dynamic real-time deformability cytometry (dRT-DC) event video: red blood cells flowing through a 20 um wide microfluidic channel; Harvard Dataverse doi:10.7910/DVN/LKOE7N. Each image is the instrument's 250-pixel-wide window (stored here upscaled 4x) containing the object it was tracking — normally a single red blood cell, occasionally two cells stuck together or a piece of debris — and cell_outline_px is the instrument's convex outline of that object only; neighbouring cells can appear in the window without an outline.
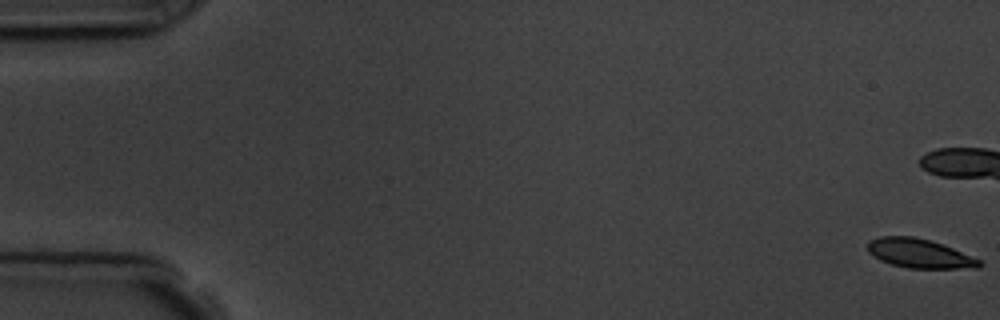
{"species": "common noctule bat (a hibernating species)", "species_latin": "Nyctalus noctula", "temperature_condition": "room temperature", "stored_images_in_passage": 12, "camera_frame_rate_fps": 3000, "um_per_image_px": 0.085, "animal": {"sex": "male", "body_mass_g": 19.5, "forearm_length_mm": 54.6}, "frame": {"image": 1, "passage_image": 1, "time_ms": 0.0, "image_size_px": [1000, 320], "cell_outline_px": [[984, 264], [980, 268], [908, 268], [892, 264], [880, 260], [872, 256], [868, 252], [868, 240], [880, 236], [912, 236], [944, 244], [980, 260]], "centroid_in_image_um": [78.15, 21.54], "position_along_channel_um": 6.9, "area_um2": 19.02}}